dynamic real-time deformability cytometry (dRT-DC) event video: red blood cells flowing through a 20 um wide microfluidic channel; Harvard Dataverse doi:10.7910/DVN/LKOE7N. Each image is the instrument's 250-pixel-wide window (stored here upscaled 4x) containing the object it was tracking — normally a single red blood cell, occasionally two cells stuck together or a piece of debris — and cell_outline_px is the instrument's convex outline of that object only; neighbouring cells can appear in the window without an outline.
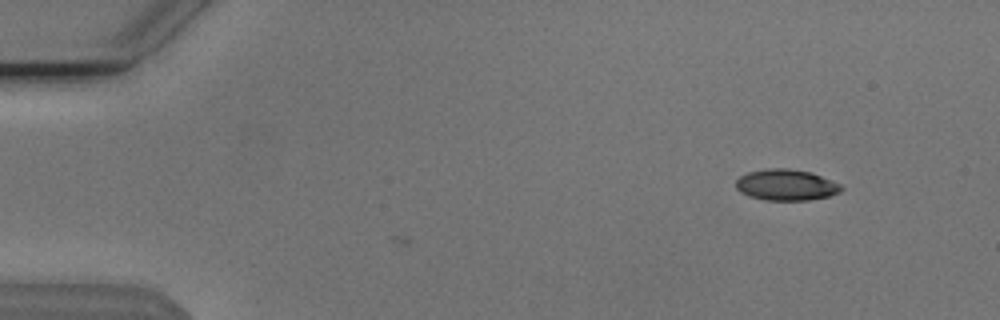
{"species": "Egyptian fruit bat (a non-hibernating species)", "species_latin": "Rousettus aegyptiacus", "temperature_condition": "cold", "stored_images_in_passage": 3, "camera_frame_rate_fps": 3000, "um_per_image_px": 0.085, "animal": {"sex": "male"}, "frame": {"image": 1, "passage_image": 1, "time_ms": 0.0, "image_size_px": [1000, 320], "cell_outline_px": [[844, 188], [840, 192], [828, 196], [808, 200], [768, 200], [748, 196], [740, 192], [736, 188], [736, 180], [740, 176], [748, 172], [768, 168], [788, 168], [812, 172], [840, 184]], "centroid_in_image_um": [66.82, 15.71], "position_along_channel_um": 18.2, "area_um2": 19.13}}